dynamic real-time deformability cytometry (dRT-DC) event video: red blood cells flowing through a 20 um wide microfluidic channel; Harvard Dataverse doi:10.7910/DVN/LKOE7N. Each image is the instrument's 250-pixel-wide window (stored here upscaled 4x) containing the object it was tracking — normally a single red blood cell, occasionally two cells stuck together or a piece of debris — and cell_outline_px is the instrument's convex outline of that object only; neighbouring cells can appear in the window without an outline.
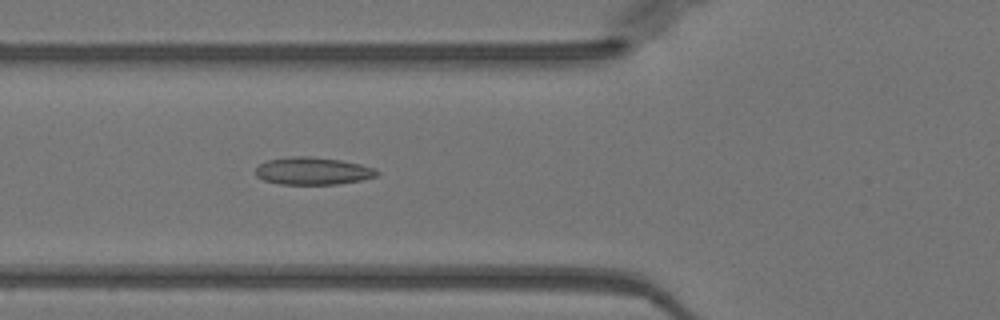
{"species": "Egyptian fruit bat (a non-hibernating species)", "species_latin": "Rousettus aegyptiacus", "temperature_condition": "warm", "stored_images_in_passage": 47, "camera_frame_rate_fps": 3000, "um_per_image_px": 0.085, "animal": {"sex": "female"}, "frame": {"image": 1, "passage_image": 19, "time_ms": 6.0, "image_size_px": [1000, 320], "cell_outline_px": [[380, 172], [376, 176], [360, 180], [336, 184], [280, 184], [264, 180], [256, 176], [256, 168], [260, 164], [268, 160], [292, 156], [308, 156], [340, 160], [360, 164], [372, 168]], "centroid_in_image_um": [26.56, 14.53], "position_along_channel_um": 99.2, "area_um2": 19.19}}
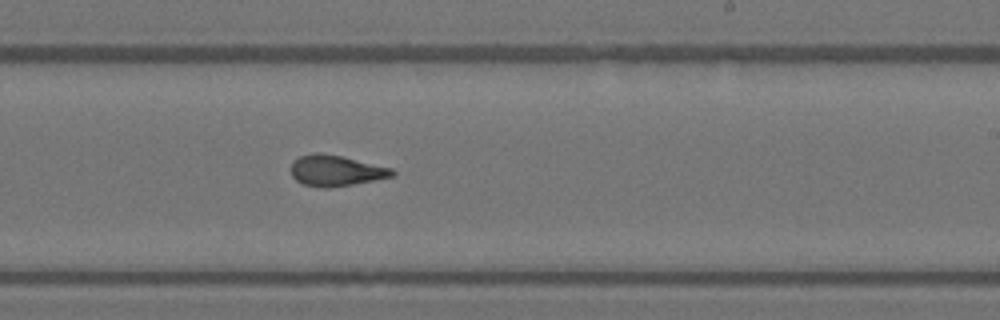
{"frame": {"image": 2, "passage_image": 31, "time_ms": 10.0, "image_size_px": [1000, 320], "cell_outline_px": [[396, 172], [392, 176], [352, 184], [328, 188], [324, 188], [304, 184], [296, 180], [292, 176], [292, 160], [300, 156], [316, 152], [340, 156], [392, 168]], "centroid_in_image_um": [28.52, 14.5], "position_along_channel_um": 260.5, "area_um2": 17.86}}
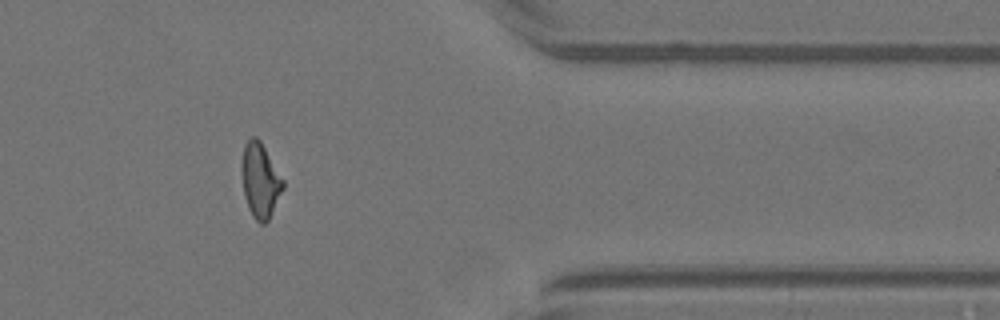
{"frame": {"image": 3, "passage_image": 42, "time_ms": 13.667, "image_size_px": [1000, 320], "cell_outline_px": [[284, 188], [268, 220], [264, 224], [260, 224], [252, 216], [248, 208], [244, 196], [240, 168], [244, 144], [252, 136], [256, 136], [260, 140], [284, 180]], "centroid_in_image_um": [22.1, 15.33], "position_along_channel_um": 389.3, "area_um2": 18.15}}